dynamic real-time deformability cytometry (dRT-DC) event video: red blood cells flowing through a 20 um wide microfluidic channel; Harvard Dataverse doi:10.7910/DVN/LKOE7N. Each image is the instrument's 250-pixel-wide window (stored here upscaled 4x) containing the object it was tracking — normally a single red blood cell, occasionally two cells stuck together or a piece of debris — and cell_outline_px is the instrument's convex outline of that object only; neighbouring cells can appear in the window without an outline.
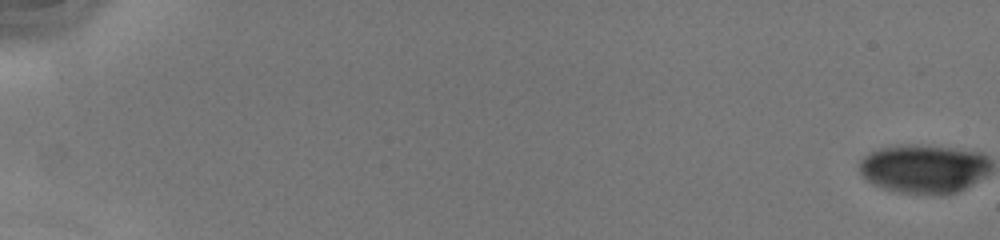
{"species": "human", "species_latin": "Homo sapiens", "temperature_condition": "cold", "stored_images_in_passage": 15, "camera_frame_rate_fps": 3000, "um_per_image_px": 0.085, "donor": {"sex": "male"}, "frame": {"image": 1, "passage_image": 1, "time_ms": 0.0, "image_size_px": [1000, 240], "cell_outline_px": [[980, 164], [960, 184], [948, 188], [920, 184], [896, 180], [872, 172], [868, 168], [868, 164], [876, 156], [896, 152], [932, 152], [968, 156], [980, 160]], "centroid_in_image_um": [78.62, 14.26], "position_along_channel_um": 6.4, "area_um2": 21.1}}